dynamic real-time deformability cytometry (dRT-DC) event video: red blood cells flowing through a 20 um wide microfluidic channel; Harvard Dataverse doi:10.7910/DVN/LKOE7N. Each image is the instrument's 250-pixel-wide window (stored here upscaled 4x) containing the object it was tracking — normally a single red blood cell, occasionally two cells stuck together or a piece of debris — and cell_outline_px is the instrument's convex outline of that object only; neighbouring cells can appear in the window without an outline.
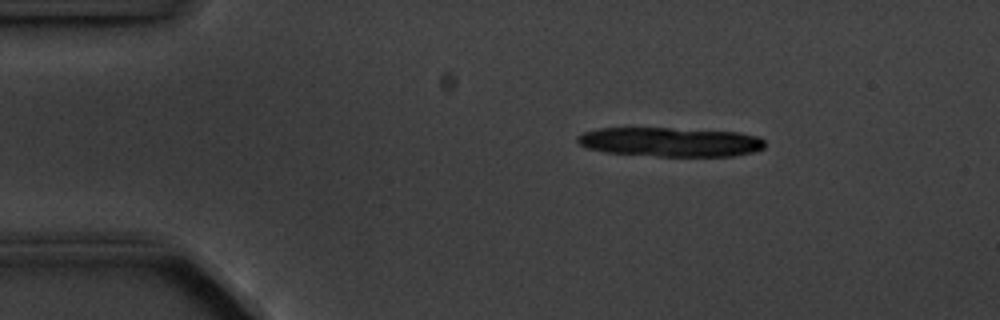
{"species": "common noctule bat (a hibernating species)", "species_latin": "Nyctalus noctula", "temperature_condition": "cold", "stored_images_in_passage": 3, "camera_frame_rate_fps": 3000, "um_per_image_px": 0.085, "animal": {"sex": "male", "body_mass_g": 20.1, "forearm_length_mm": 53.5}, "frame": {"image": 1, "passage_image": 1, "time_ms": 0.0, "image_size_px": [1000, 320], "cell_outline_px": [[764, 148], [752, 152], [732, 156], [656, 156], [604, 152], [588, 148], [576, 144], [576, 136], [584, 132], [596, 128], [672, 128], [740, 132], [756, 136], [764, 140]], "centroid_in_image_um": [56.92, 12.06], "position_along_channel_um": 28.1, "area_um2": 32.14}}